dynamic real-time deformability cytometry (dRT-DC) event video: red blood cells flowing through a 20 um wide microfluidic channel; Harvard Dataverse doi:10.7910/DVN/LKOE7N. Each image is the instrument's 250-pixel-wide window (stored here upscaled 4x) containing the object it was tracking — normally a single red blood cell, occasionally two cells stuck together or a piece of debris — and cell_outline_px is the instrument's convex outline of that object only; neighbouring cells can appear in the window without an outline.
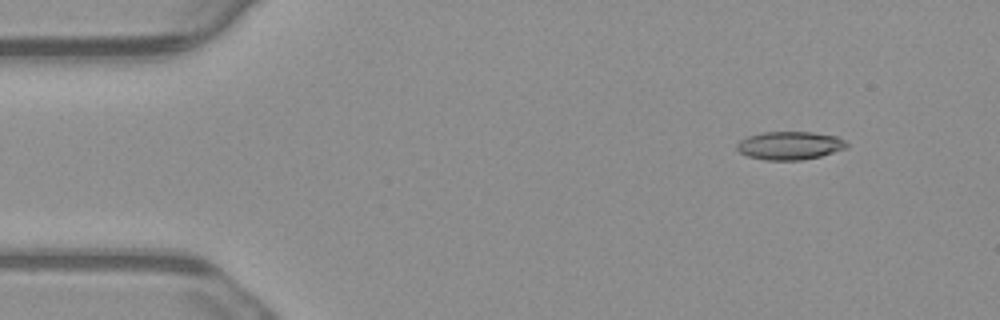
{"species": "common noctule bat (a hibernating species)", "species_latin": "Nyctalus noctula", "temperature_condition": "warm", "stored_images_in_passage": 7, "camera_frame_rate_fps": 3000, "um_per_image_px": 0.085, "animal": {"sex": "male", "body_mass_g": 23.1, "forearm_length_mm": 52.7}, "frame": {"image": 1, "passage_image": 2, "time_ms": 0.333, "image_size_px": [1000, 320], "cell_outline_px": [[848, 148], [820, 156], [800, 160], [764, 160], [748, 156], [740, 152], [736, 148], [736, 144], [740, 140], [748, 136], [764, 132], [812, 132], [836, 136], [844, 140], [848, 144]], "centroid_in_image_um": [67.13, 12.37], "position_along_channel_um": 17.9, "area_um2": 18.03}}
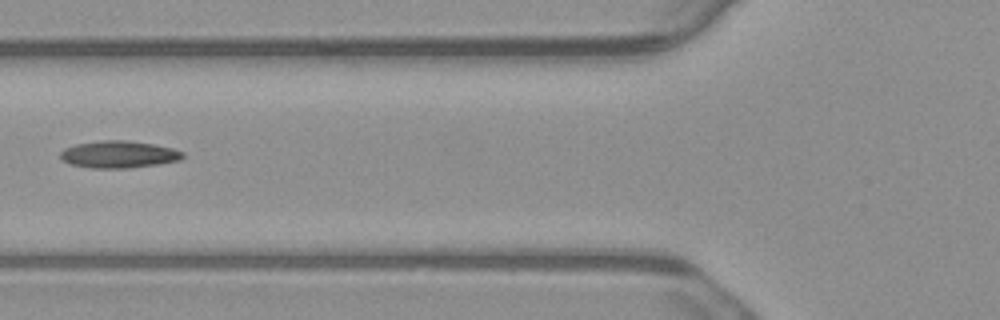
{"frame": {"image": 2, "passage_image": 6, "time_ms": 1.667, "image_size_px": [1000, 320], "cell_outline_px": [[184, 156], [180, 160], [160, 164], [128, 168], [92, 168], [72, 164], [64, 160], [60, 156], [60, 152], [64, 148], [76, 144], [100, 140], [124, 140], [152, 144], [172, 148], [184, 152]], "centroid_in_image_um": [10.11, 13.12], "position_along_channel_um": 115.7, "area_um2": 19.25}}
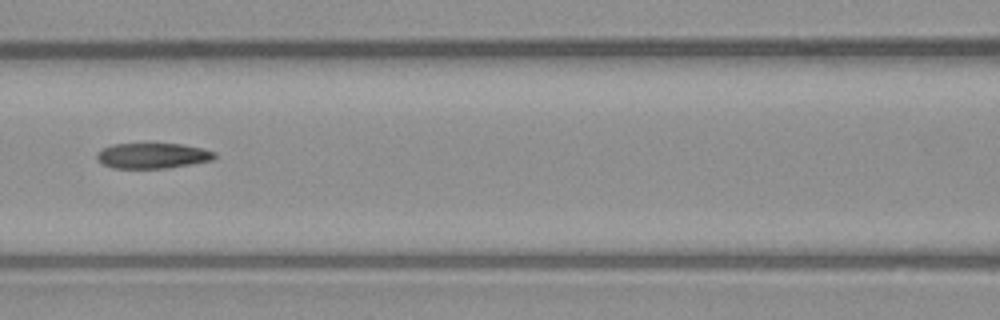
{"frame": {"image": 3, "passage_image": 7, "time_ms": 2.0, "image_size_px": [1000, 320], "cell_outline_px": [[216, 156], [212, 160], [192, 164], [168, 168], [112, 168], [104, 164], [96, 156], [104, 148], [112, 144], [184, 144], [204, 148], [216, 152]], "centroid_in_image_um": [13.04, 13.23], "position_along_channel_um": 153.6, "area_um2": 17.34}}